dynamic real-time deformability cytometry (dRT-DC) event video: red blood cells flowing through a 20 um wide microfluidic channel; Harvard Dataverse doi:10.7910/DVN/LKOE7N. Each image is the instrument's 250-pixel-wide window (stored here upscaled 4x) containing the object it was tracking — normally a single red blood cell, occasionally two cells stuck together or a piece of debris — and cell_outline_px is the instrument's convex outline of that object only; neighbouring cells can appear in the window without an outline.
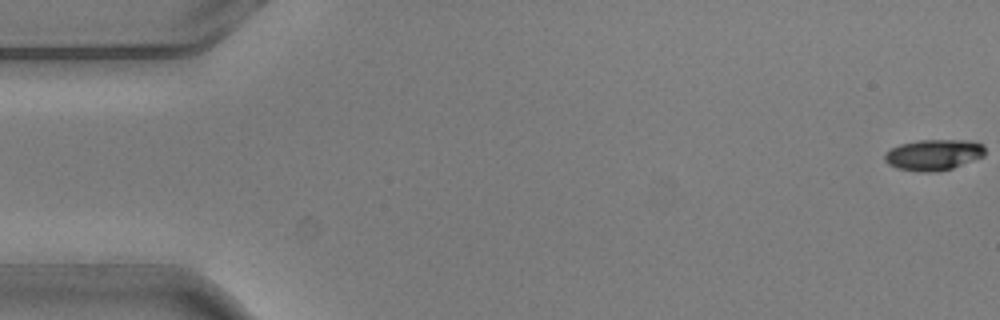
{"species": "common noctule bat (a hibernating species)", "species_latin": "Nyctalus noctula", "temperature_condition": "warm", "stored_images_in_passage": 11, "camera_frame_rate_fps": 3000, "um_per_image_px": 0.085, "animal": {"sex": "male", "body_mass_g": 20.5, "forearm_length_mm": 52.5}, "frame": {"image": 1, "passage_image": 1, "time_ms": 0.0, "image_size_px": [1000, 320], "cell_outline_px": [[984, 156], [952, 168], [936, 172], [920, 172], [896, 168], [888, 164], [884, 160], [884, 152], [900, 144], [920, 140], [972, 140], [984, 144]], "centroid_in_image_um": [79.34, 13.15], "position_along_channel_um": 5.7, "area_um2": 18.21}}
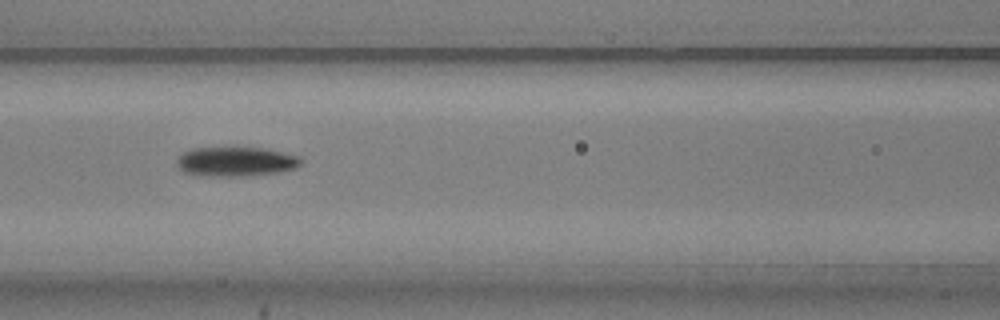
{"frame": {"image": 2, "passage_image": 7, "time_ms": 2.0, "image_size_px": [1000, 320], "cell_outline_px": [[300, 164], [296, 168], [280, 172], [244, 176], [200, 176], [184, 172], [176, 164], [176, 156], [192, 148], [268, 148], [300, 156]], "centroid_in_image_um": [20.03, 13.74], "position_along_channel_um": 146.6, "area_um2": 21.5}}
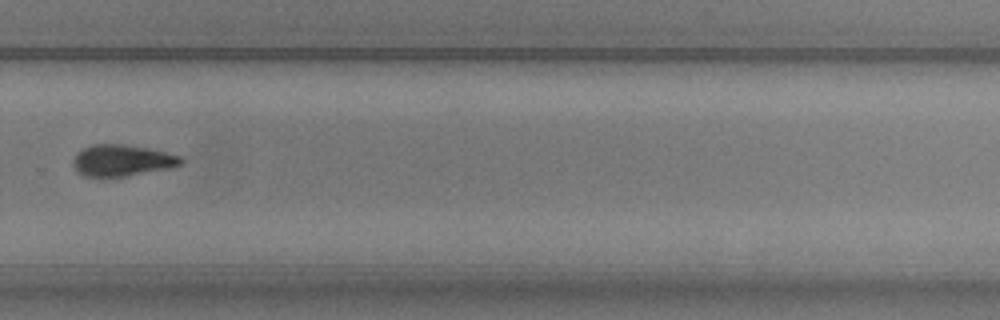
{"frame": {"image": 3, "passage_image": 11, "time_ms": 3.333, "image_size_px": [1000, 320], "cell_outline_px": [[184, 164], [168, 168], [124, 176], [84, 176], [76, 172], [72, 164], [72, 160], [84, 148], [92, 144], [124, 144], [148, 148], [184, 156]], "centroid_in_image_um": [10.4, 13.63], "position_along_channel_um": 319.4, "area_um2": 19.71}}